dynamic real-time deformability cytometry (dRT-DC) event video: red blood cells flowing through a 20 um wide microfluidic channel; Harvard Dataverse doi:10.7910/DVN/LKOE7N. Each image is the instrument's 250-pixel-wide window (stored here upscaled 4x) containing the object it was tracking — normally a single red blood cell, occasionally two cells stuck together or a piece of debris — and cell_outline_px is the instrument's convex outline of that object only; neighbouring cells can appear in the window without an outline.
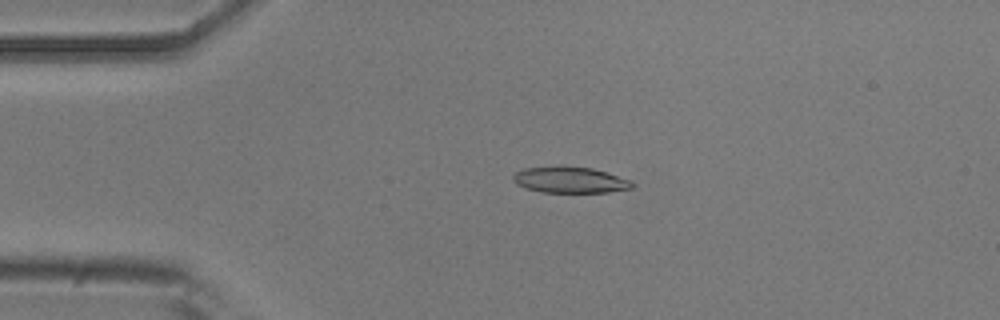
{"species": "common noctule bat (a hibernating species)", "species_latin": "Nyctalus noctula", "temperature_condition": "room temperature", "stored_images_in_passage": 51, "camera_frame_rate_fps": 3000, "um_per_image_px": 0.085, "animal": {"sex": "male", "body_mass_g": 20.5, "forearm_length_mm": 52.5}, "frame": {"image": 1, "passage_image": 10, "time_ms": 3.0, "image_size_px": [1000, 320], "cell_outline_px": [[636, 184], [632, 188], [608, 192], [540, 192], [516, 184], [512, 180], [512, 176], [516, 172], [524, 168], [560, 164], [564, 164], [592, 168], [608, 172], [632, 180]], "centroid_in_image_um": [48.47, 15.26], "position_along_channel_um": 36.5, "area_um2": 18.73}}
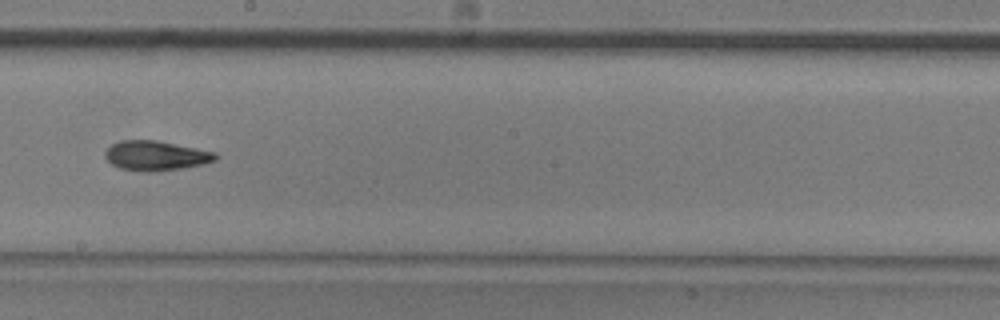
{"frame": {"image": 2, "passage_image": 28, "time_ms": 9.0, "image_size_px": [1000, 320], "cell_outline_px": [[216, 160], [204, 164], [180, 168], [148, 172], [140, 172], [120, 168], [112, 164], [104, 156], [104, 152], [112, 144], [120, 140], [156, 140], [216, 152]], "centroid_in_image_um": [13.22, 13.23], "position_along_channel_um": 235.0, "area_um2": 19.02}}
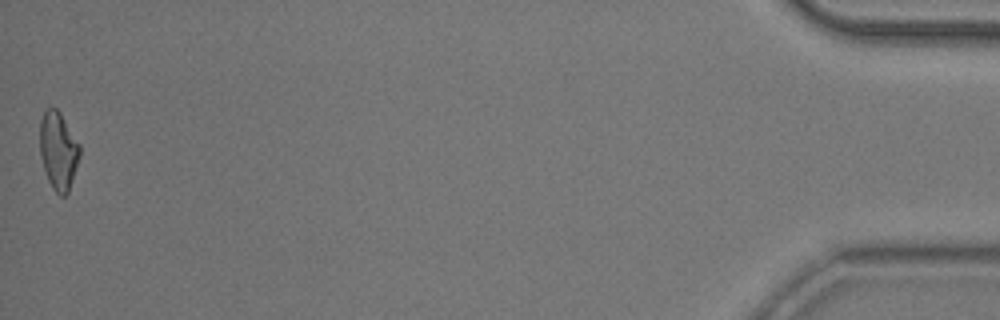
{"frame": {"image": 3, "passage_image": 51, "time_ms": 16.667, "image_size_px": [1000, 320], "cell_outline_px": [[80, 156], [68, 192], [64, 196], [60, 196], [52, 188], [48, 180], [40, 156], [40, 120], [44, 108], [56, 108], [60, 112], [80, 144]], "centroid_in_image_um": [4.95, 12.78], "position_along_channel_um": 430.2, "area_um2": 18.15}, "authors_computed_cell_mechanics": {"area_um2": 18.6116, "velocity_mm_per_s": 3.8202, "shape_relaxation_time_tau1_ms": 4.3866, "shape_relaxation_time_tau2_ms": 4.5383, "deformation_change_tau1": 0.1489, "deformation_change_tau2": 0.1409}}